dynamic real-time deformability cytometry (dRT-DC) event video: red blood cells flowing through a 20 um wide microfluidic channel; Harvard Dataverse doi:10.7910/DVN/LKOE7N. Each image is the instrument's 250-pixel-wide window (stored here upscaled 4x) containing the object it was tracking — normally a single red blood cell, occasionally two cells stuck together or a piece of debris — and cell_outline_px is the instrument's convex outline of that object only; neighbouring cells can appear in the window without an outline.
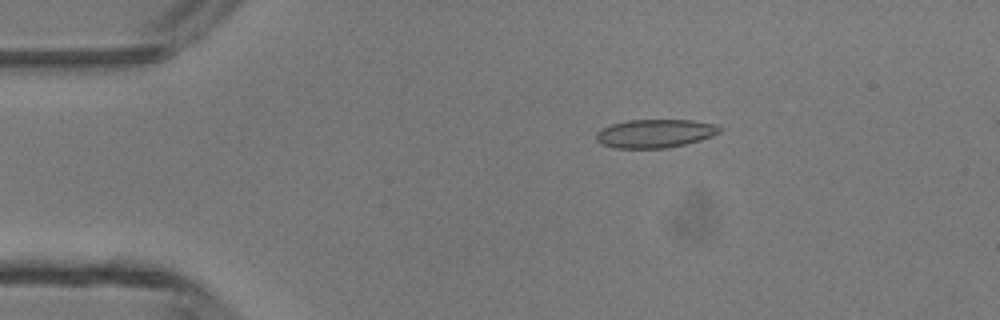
{"species": "common noctule bat (a hibernating species)", "species_latin": "Nyctalus noctula", "temperature_condition": "room temperature", "stored_images_in_passage": 47, "camera_frame_rate_fps": 3000, "um_per_image_px": 0.085, "animal": {"sex": "male", "body_mass_g": 13.3}, "frame": {"image": 1, "passage_image": 9, "time_ms": 2.667, "image_size_px": [1000, 320], "cell_outline_px": [[720, 132], [712, 136], [700, 140], [668, 148], [616, 148], [600, 144], [596, 140], [596, 132], [600, 128], [612, 124], [628, 120], [692, 120], [716, 124], [720, 128]], "centroid_in_image_um": [55.64, 11.34], "position_along_channel_um": 29.4, "area_um2": 20.52}}
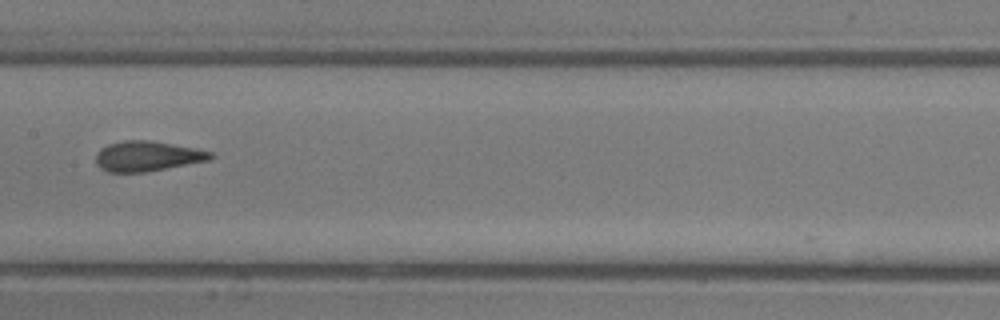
{"frame": {"image": 2, "passage_image": 24, "time_ms": 7.667, "image_size_px": [1000, 320], "cell_outline_px": [[216, 156], [208, 160], [144, 172], [108, 172], [100, 168], [96, 164], [96, 156], [100, 148], [108, 144], [124, 140], [148, 140], [196, 148], [212, 152]], "centroid_in_image_um": [12.5, 13.27], "position_along_channel_um": 194.9, "area_um2": 20.0}}
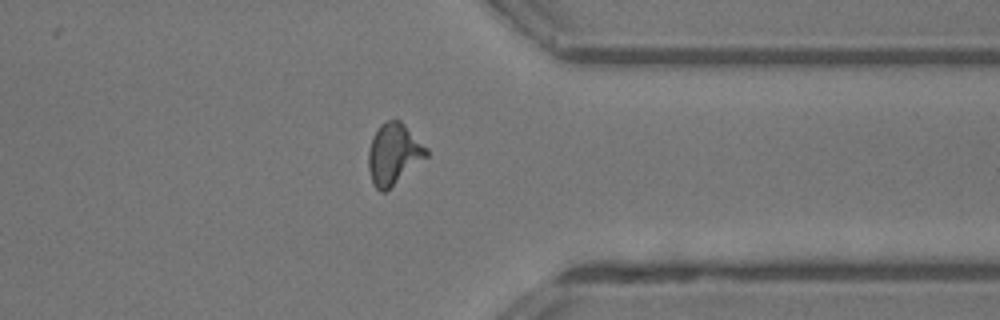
{"frame": {"image": 3, "passage_image": 37, "time_ms": 12.0, "image_size_px": [1000, 320], "cell_outline_px": [[428, 156], [384, 192], [380, 192], [372, 184], [368, 168], [368, 152], [372, 136], [380, 124], [388, 120], [400, 120], [428, 148]], "centroid_in_image_um": [33.44, 13.08], "position_along_channel_um": 378.0, "area_um2": 20.58}, "authors_computed_cell_mechanics": {"area_um2": 19.8832, "velocity_mm_per_s": 4.3958, "shape_relaxation_time_tau1_ms": 9.7522, "shape_relaxation_time_tau2_ms": 1.0308, "deformation_change_tau1": 0.2375, "deformation_change_tau2": 0.0703}}